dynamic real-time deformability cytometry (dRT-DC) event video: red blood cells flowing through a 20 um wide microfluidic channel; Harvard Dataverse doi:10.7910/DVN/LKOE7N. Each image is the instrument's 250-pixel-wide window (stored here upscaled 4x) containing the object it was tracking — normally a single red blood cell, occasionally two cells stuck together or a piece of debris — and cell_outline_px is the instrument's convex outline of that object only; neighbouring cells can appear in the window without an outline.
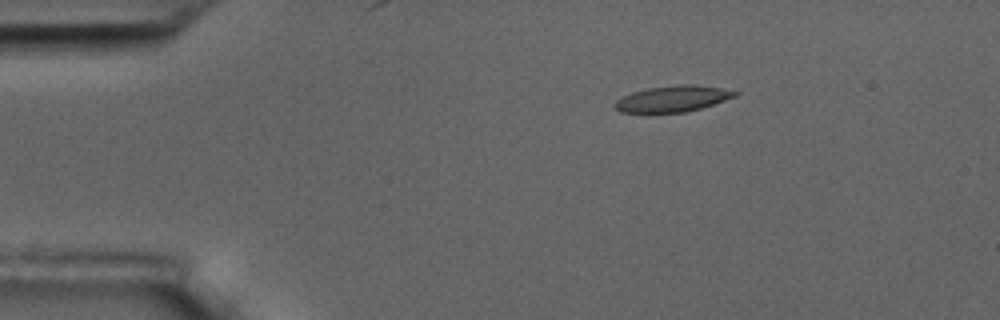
{"species": "common noctule bat (a hibernating species)", "species_latin": "Nyctalus noctula", "temperature_condition": "room temperature", "stored_images_in_passage": 3, "camera_frame_rate_fps": 3000, "um_per_image_px": 0.085, "animal": {"sex": "male", "body_mass_g": 17.5, "forearm_length_mm": 52.3}, "frame": {"image": 1, "passage_image": 1, "time_ms": 0.0, "image_size_px": [1000, 320], "cell_outline_px": [[740, 92], [736, 96], [700, 108], [684, 112], [620, 112], [612, 104], [616, 100], [632, 92], [648, 88], [680, 84], [688, 84], [720, 88]], "centroid_in_image_um": [57.15, 8.39], "position_along_channel_um": 27.8, "area_um2": 17.92}}